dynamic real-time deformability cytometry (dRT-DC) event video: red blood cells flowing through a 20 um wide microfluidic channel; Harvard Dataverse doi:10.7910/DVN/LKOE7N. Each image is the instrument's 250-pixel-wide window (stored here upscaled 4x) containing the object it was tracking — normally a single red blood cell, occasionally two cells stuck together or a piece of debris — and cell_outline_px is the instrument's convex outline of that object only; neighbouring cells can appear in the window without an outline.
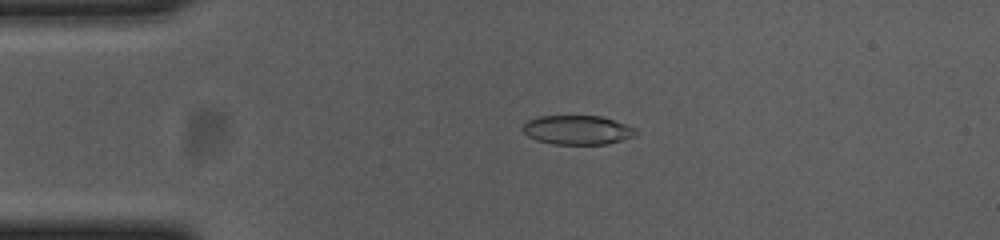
{"species": "common noctule bat (a hibernating species)", "species_latin": "Nyctalus noctula", "temperature_condition": "cold", "stored_images_in_passage": 55, "camera_frame_rate_fps": 3000, "um_per_image_px": 0.085, "animal": {"sex": "female", "body_mass_g": 23.0, "forearm_length_mm": 53.4}, "frame": {"image": 1, "passage_image": 12, "time_ms": 3.667, "image_size_px": [1000, 240], "cell_outline_px": [[640, 132], [636, 136], [624, 140], [604, 144], [552, 144], [536, 140], [528, 136], [520, 128], [528, 120], [540, 116], [600, 116], [636, 128]], "centroid_in_image_um": [49.09, 11.05], "position_along_channel_um": 35.9, "area_um2": 19.31}}
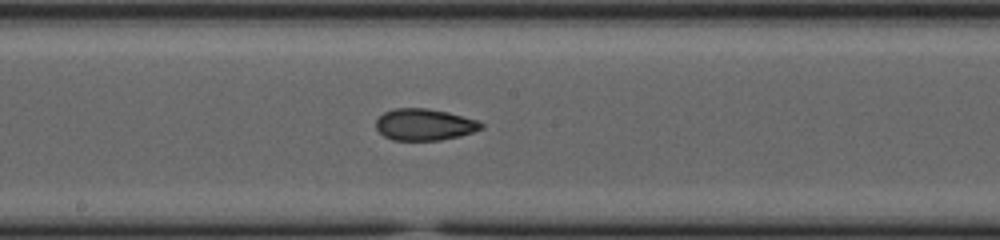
{"frame": {"image": 2, "passage_image": 29, "time_ms": 9.333, "image_size_px": [1000, 240], "cell_outline_px": [[484, 128], [460, 136], [440, 140], [392, 140], [384, 136], [376, 128], [376, 120], [384, 112], [396, 108], [428, 108], [448, 112], [476, 120], [484, 124]], "centroid_in_image_um": [36.08, 10.59], "position_along_channel_um": 212.1, "area_um2": 19.36}}
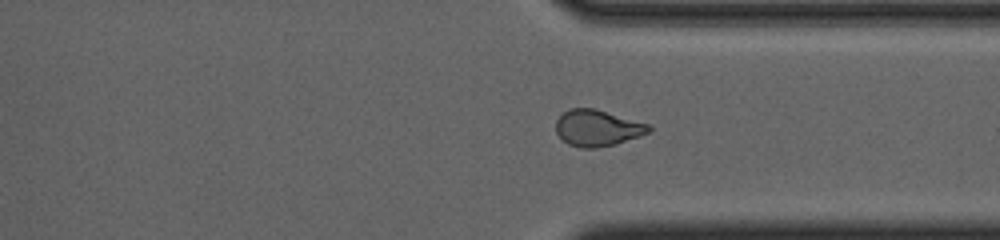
{"frame": {"image": 3, "passage_image": 41, "time_ms": 13.333, "image_size_px": [1000, 240], "cell_outline_px": [[652, 128], [648, 132], [640, 136], [616, 144], [596, 148], [580, 148], [568, 144], [556, 132], [556, 120], [568, 108], [592, 108], [652, 124]], "centroid_in_image_um": [50.8, 10.88], "position_along_channel_um": 360.6, "area_um2": 19.71}, "authors_computed_cell_mechanics": {"area_um2": 19.941, "velocity_mm_per_s": 3.7094, "shape_relaxation_time_tau1_ms": null, "shape_relaxation_time_tau2_ms": 2.6771, "deformation_change_tau1": null, "deformation_change_tau2": 0.0886}}